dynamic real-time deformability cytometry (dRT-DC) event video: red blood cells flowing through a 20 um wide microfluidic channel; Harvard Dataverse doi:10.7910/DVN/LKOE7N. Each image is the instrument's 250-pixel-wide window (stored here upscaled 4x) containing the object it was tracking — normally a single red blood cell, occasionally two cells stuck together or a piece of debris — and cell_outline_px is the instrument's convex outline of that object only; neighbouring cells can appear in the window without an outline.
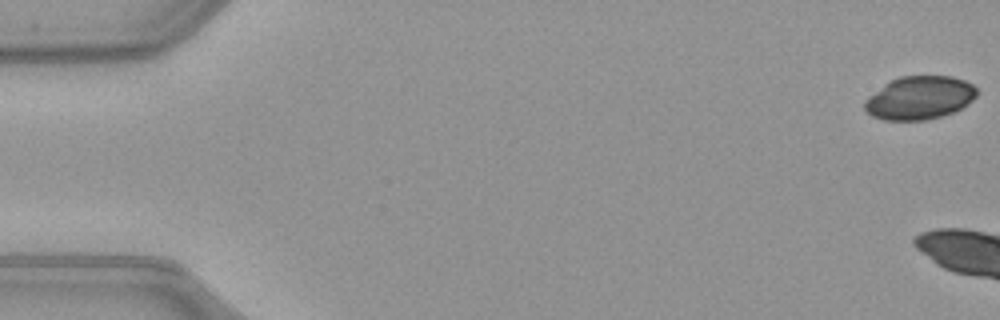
{"species": "common noctule bat (a hibernating species)", "species_latin": "Nyctalus noctula", "temperature_condition": "warm", "stored_images_in_passage": 6, "camera_frame_rate_fps": 3000, "um_per_image_px": 0.085, "animal": {"sex": "female", "body_mass_g": 21.9}, "frame": {"image": 1, "passage_image": 1, "time_ms": 0.0, "image_size_px": [1000, 320], "cell_outline_px": [[976, 96], [968, 104], [952, 112], [940, 116], [924, 120], [884, 120], [872, 116], [864, 108], [864, 100], [868, 96], [884, 84], [900, 76], [952, 76], [964, 80], [972, 84], [976, 88]], "centroid_in_image_um": [78.14, 8.31], "position_along_channel_um": 6.9, "area_um2": 28.15}}